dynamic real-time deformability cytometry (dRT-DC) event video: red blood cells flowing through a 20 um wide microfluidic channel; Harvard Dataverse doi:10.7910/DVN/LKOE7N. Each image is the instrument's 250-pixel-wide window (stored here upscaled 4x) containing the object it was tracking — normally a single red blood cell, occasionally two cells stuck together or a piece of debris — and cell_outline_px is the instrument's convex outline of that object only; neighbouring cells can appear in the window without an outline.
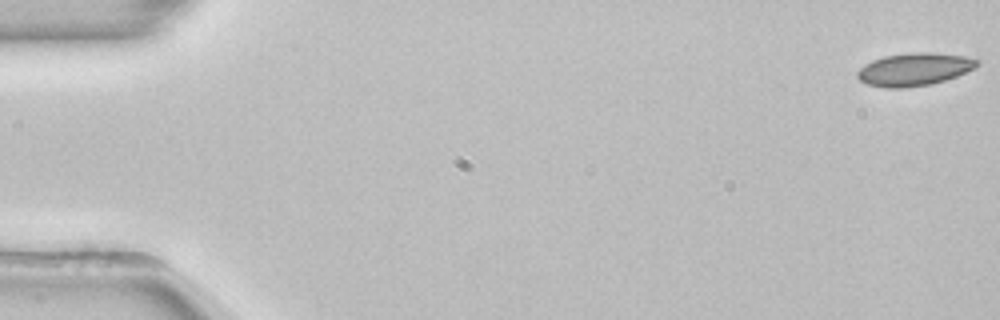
{"species": "common noctule bat (a hibernating species)", "species_latin": "Nyctalus noctula", "temperature_condition": "room temperature", "stored_images_in_passage": 54, "camera_frame_rate_fps": 3000, "um_per_image_px": 0.085, "animal": {"sex": "female", "body_mass_g": 22.7, "forearm_length_mm": 54.2}, "frame": {"image": 1, "passage_image": 1, "time_ms": 0.0, "image_size_px": [1000, 320], "cell_outline_px": [[980, 64], [956, 76], [932, 84], [908, 88], [884, 88], [868, 84], [860, 80], [856, 76], [856, 72], [864, 64], [872, 60], [884, 56], [916, 52], [932, 52], [964, 56], [980, 60]], "centroid_in_image_um": [77.68, 5.9], "position_along_channel_um": 7.3, "area_um2": 22.89}}
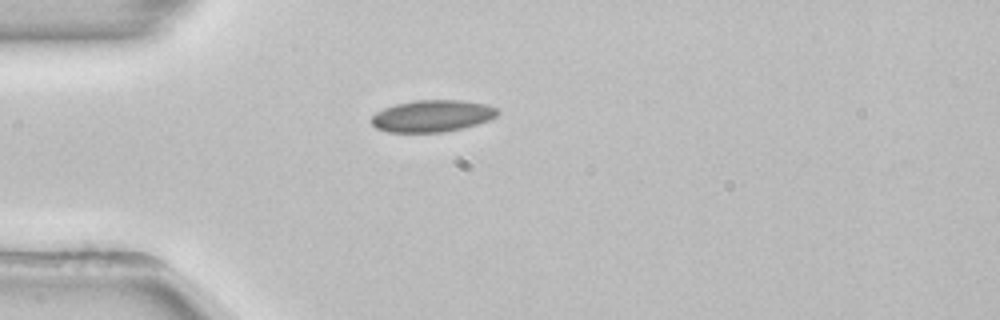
{"frame": {"image": 2, "passage_image": 15, "time_ms": 4.667, "image_size_px": [1000, 320], "cell_outline_px": [[500, 112], [496, 116], [488, 120], [476, 124], [444, 132], [388, 132], [376, 128], [368, 120], [376, 112], [384, 108], [396, 104], [416, 100], [460, 100], [488, 104], [496, 108]], "centroid_in_image_um": [36.71, 9.85], "position_along_channel_um": 48.3, "area_um2": 23.41}}
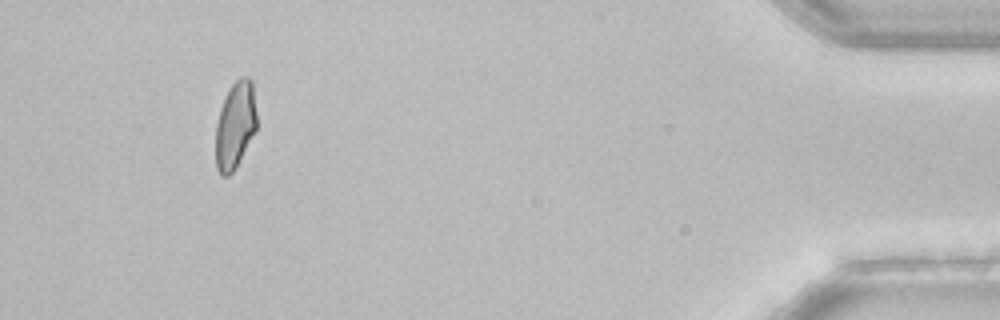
{"frame": {"image": 3, "passage_image": 50, "time_ms": 16.333, "image_size_px": [1000, 320], "cell_outline_px": [[256, 132], [236, 168], [228, 176], [220, 176], [216, 168], [216, 124], [220, 108], [232, 84], [240, 76], [248, 76], [252, 80], [256, 112]], "centroid_in_image_um": [20.0, 10.67], "position_along_channel_um": 415.2, "area_um2": 21.04}, "authors_computed_cell_mechanics": {"area_um2": 22.3397, "velocity_mm_per_s": 3.8643, "shape_relaxation_time_tau1_ms": null, "shape_relaxation_time_tau2_ms": 2.214, "deformation_change_tau1": null, "deformation_change_tau2": 0.038}}